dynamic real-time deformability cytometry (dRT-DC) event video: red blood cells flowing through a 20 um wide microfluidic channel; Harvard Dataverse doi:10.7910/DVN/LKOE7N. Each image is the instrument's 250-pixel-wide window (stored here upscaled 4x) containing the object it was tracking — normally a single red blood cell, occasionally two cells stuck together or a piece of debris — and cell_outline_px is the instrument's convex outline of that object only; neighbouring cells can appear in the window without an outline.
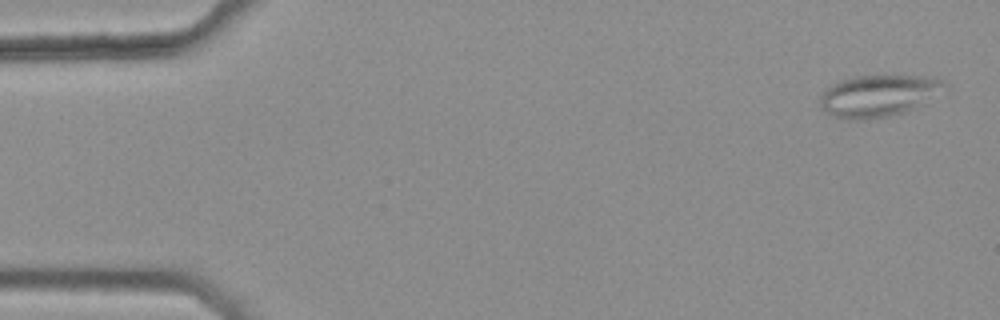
{"species": "common noctule bat (a hibernating species)", "species_latin": "Nyctalus noctula", "temperature_condition": "warm", "stored_images_in_passage": 2, "camera_frame_rate_fps": 3000, "um_per_image_px": 0.085, "animal": {"sex": "female", "body_mass_g": 25.1}, "frame": {"image": 1, "passage_image": 2, "time_ms": 0.333, "image_size_px": [1000, 320], "cell_outline_px": [[948, 84], [912, 108], [888, 116], [860, 120], [848, 120], [836, 116], [828, 112], [820, 104], [820, 96], [832, 84], [840, 80], [856, 76], [916, 76], [944, 80]], "centroid_in_image_um": [74.57, 8.13], "position_along_channel_um": 10.4, "area_um2": 29.07}}